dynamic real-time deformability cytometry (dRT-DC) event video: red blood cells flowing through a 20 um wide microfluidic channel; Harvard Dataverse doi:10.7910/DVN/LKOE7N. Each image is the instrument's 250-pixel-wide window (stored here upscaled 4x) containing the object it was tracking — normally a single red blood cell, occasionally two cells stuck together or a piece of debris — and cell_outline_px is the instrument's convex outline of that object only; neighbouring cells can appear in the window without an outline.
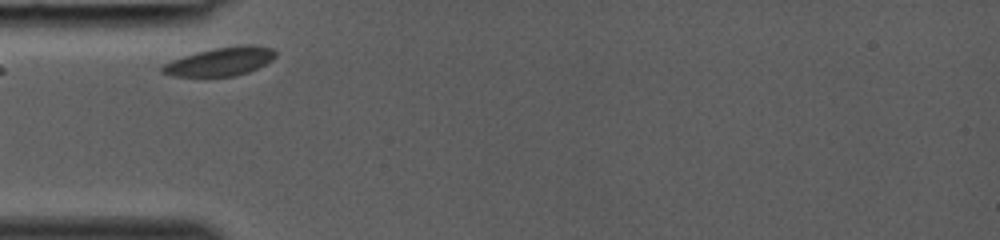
{"species": "common noctule bat (a hibernating species)", "species_latin": "Nyctalus noctula", "temperature_condition": "room temperature", "stored_images_in_passage": 23, "camera_frame_rate_fps": 3000, "um_per_image_px": 0.085, "animal": {"sex": "female", "body_mass_g": 19.0, "forearm_length_mm": 53.3}, "frame": {"image": 1, "passage_image": 1, "time_ms": 0.0, "image_size_px": [1000, 240], "cell_outline_px": [[276, 56], [272, 60], [248, 72], [236, 76], [172, 76], [160, 72], [160, 68], [164, 64], [172, 60], [196, 52], [216, 48], [248, 44], [272, 48], [276, 52]], "centroid_in_image_um": [18.72, 5.23], "position_along_channel_um": 66.3, "area_um2": 18.61}}
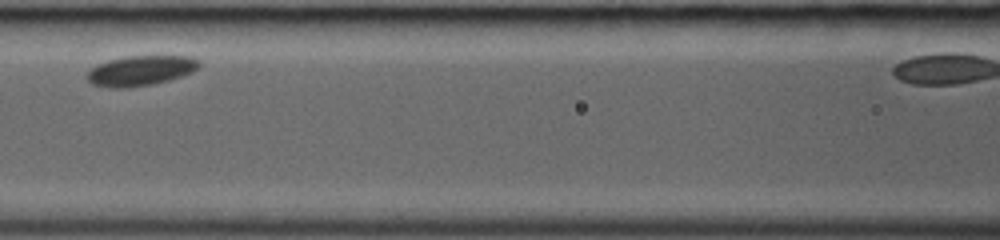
{"frame": {"image": 2, "passage_image": 7, "time_ms": 2.0, "image_size_px": [1000, 240], "cell_outline_px": [[200, 64], [192, 72], [168, 80], [152, 84], [128, 88], [112, 88], [92, 84], [84, 76], [96, 64], [108, 60], [124, 56], [188, 56], [200, 60]], "centroid_in_image_um": [11.91, 6.0], "position_along_channel_um": 154.7, "area_um2": 19.65}}
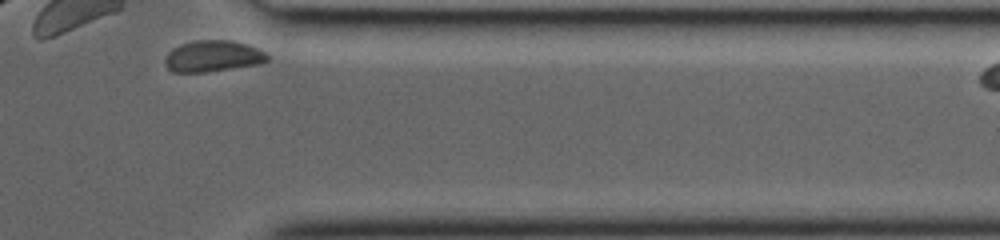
{"frame": {"image": 3, "passage_image": 23, "time_ms": 7.333, "image_size_px": [1000, 240], "cell_outline_px": [[268, 60], [256, 64], [204, 72], [172, 72], [164, 64], [164, 60], [168, 52], [172, 48], [180, 44], [196, 40], [228, 40], [244, 44], [256, 48], [264, 52], [268, 56]], "centroid_in_image_um": [18.02, 4.77], "position_along_channel_um": 393.4, "area_um2": 18.38}}